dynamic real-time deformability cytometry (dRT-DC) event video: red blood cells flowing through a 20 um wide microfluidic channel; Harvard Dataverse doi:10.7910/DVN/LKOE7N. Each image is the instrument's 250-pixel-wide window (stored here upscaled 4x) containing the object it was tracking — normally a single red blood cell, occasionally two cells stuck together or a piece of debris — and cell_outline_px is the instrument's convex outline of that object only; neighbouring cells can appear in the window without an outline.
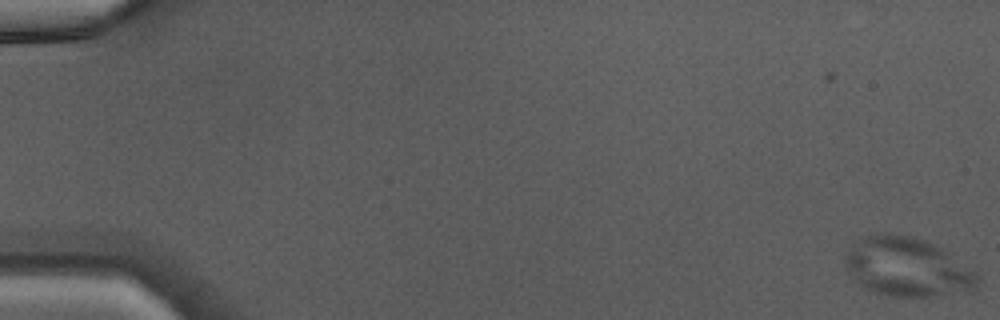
{"species": "Egyptian fruit bat (a non-hibernating species)", "species_latin": "Rousettus aegyptiacus", "temperature_condition": "warm", "stored_images_in_passage": 47, "camera_frame_rate_fps": 3000, "um_per_image_px": 0.085, "animal": {"sex": "male"}, "frame": {"image": 1, "passage_image": 1, "time_ms": 0.0, "image_size_px": [1000, 320], "cell_outline_px": [[980, 280], [976, 288], [972, 292], [928, 296], [888, 296], [864, 288], [848, 272], [844, 264], [844, 260], [848, 252], [864, 236], [880, 232], [892, 232], [912, 236], [928, 240], [976, 272]], "centroid_in_image_um": [77.14, 22.7], "position_along_channel_um": 7.9, "area_um2": 45.49}}